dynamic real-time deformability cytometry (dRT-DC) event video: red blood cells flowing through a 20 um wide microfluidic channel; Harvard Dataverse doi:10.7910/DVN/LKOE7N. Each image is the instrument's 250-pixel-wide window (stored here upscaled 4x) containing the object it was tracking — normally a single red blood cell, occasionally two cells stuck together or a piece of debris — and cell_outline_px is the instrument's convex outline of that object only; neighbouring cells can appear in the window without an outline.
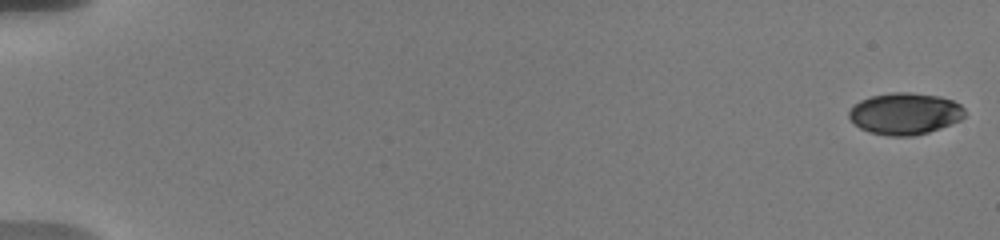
{"species": "human", "species_latin": "Homo sapiens", "temperature_condition": "warm", "stored_images_in_passage": 44, "camera_frame_rate_fps": 3000, "um_per_image_px": 0.085, "donor": {"sex": "male"}, "frame": {"image": 1, "passage_image": 1, "time_ms": 0.0, "image_size_px": [1000, 240], "cell_outline_px": [[964, 116], [960, 120], [940, 128], [928, 132], [912, 136], [888, 136], [868, 132], [860, 128], [848, 116], [848, 112], [860, 100], [872, 96], [892, 92], [912, 92], [940, 96], [952, 100], [960, 104], [964, 108]], "centroid_in_image_um": [76.93, 9.66], "position_along_channel_um": 8.1, "area_um2": 28.09}}
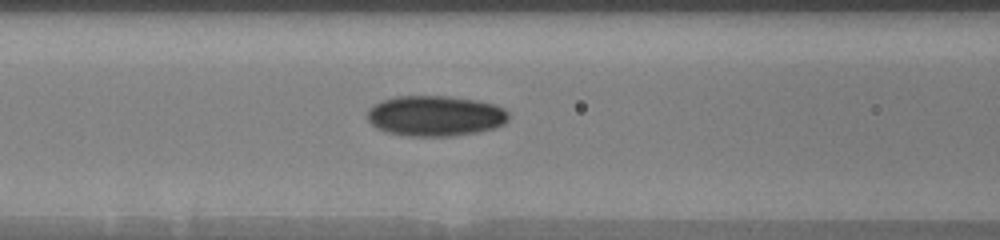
{"frame": {"image": 2, "passage_image": 40, "time_ms": 8.333, "image_size_px": [1000, 240], "cell_outline_px": [[508, 120], [504, 124], [496, 128], [476, 132], [448, 136], [404, 136], [384, 132], [376, 128], [368, 120], [368, 108], [372, 104], [380, 100], [396, 96], [448, 96], [476, 100], [496, 104], [504, 108], [508, 112]], "centroid_in_image_um": [36.97, 9.84], "position_along_channel_um": 129.6, "area_um2": 33.76}}
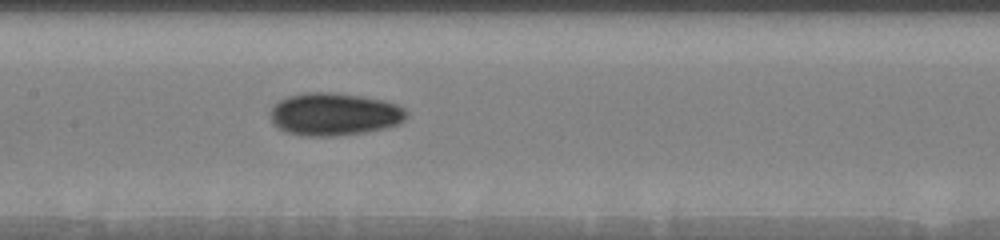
{"frame": {"image": 3, "passage_image": 44, "time_ms": 9.667, "image_size_px": [1000, 240], "cell_outline_px": [[408, 116], [400, 124], [384, 128], [364, 132], [336, 136], [304, 136], [284, 132], [272, 124], [272, 108], [280, 100], [288, 96], [304, 92], [332, 92], [360, 96], [384, 100], [408, 108]], "centroid_in_image_um": [28.45, 9.71], "position_along_channel_um": 179.0, "area_um2": 34.1}}